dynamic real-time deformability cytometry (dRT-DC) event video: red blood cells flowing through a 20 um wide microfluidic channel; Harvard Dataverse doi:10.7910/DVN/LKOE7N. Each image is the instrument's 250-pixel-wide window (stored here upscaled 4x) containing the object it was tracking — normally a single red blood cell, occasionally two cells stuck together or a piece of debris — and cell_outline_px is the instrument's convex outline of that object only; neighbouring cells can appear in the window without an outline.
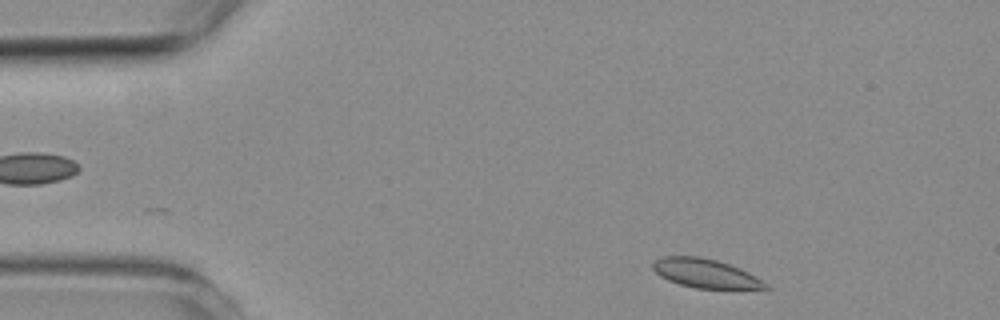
{"species": "common noctule bat (a hibernating species)", "species_latin": "Nyctalus noctula", "temperature_condition": "room temperature", "stored_images_in_passage": 5, "camera_frame_rate_fps": 3000, "um_per_image_px": 0.085, "animal": {"sex": "female", "body_mass_g": 19.3, "forearm_length_mm": 54.1}, "frame": {"image": 1, "passage_image": 5, "time_ms": 4.667, "image_size_px": [1000, 320], "cell_outline_px": [[772, 288], [696, 288], [680, 284], [668, 280], [660, 276], [652, 268], [652, 260], [664, 256], [700, 256], [716, 260], [740, 268], [756, 276], [768, 284]], "centroid_in_image_um": [59.93, 23.22], "position_along_channel_um": 25.1, "area_um2": 18.9}}